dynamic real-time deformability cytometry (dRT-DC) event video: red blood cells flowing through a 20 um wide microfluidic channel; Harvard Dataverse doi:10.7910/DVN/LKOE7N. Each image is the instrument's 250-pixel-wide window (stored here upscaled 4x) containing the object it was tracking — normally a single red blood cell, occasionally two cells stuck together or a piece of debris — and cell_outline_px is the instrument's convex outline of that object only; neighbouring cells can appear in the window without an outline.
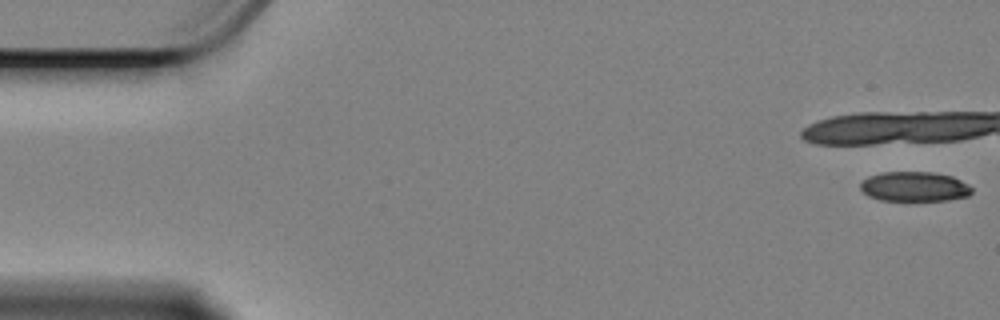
{"species": "Egyptian fruit bat (a non-hibernating species)", "species_latin": "Rousettus aegyptiacus", "temperature_condition": "cold", "stored_images_in_passage": 8, "camera_frame_rate_fps": 3000, "um_per_image_px": 0.085, "animal": {"sex": "female"}, "frame": {"image": 1, "passage_image": 1, "time_ms": 0.0, "image_size_px": [1000, 320], "cell_outline_px": [[972, 192], [968, 196], [948, 200], [880, 200], [868, 196], [860, 188], [860, 184], [868, 176], [884, 172], [932, 172], [952, 176], [968, 184], [972, 188]], "centroid_in_image_um": [77.73, 15.86], "position_along_channel_um": 7.3, "area_um2": 19.25}}